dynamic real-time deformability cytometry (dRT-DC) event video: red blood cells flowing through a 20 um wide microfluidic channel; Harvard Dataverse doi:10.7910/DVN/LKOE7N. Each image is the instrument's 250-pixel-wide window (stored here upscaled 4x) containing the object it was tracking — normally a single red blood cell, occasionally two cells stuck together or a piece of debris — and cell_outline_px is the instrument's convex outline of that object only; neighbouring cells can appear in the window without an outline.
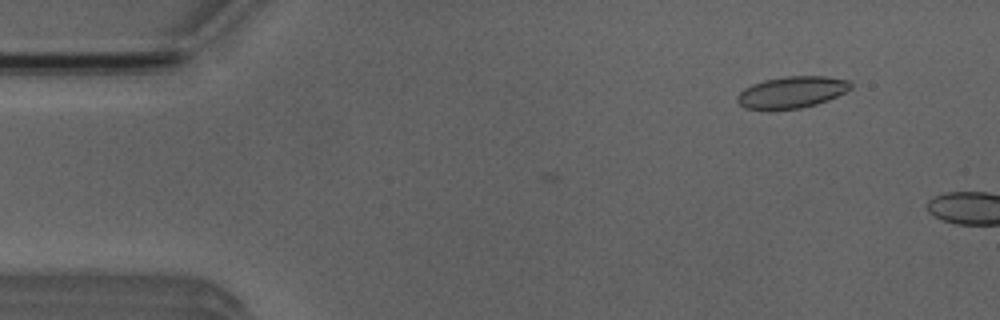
{"species": "Egyptian fruit bat (a non-hibernating species)", "species_latin": "Rousettus aegyptiacus", "temperature_condition": "room temperature", "stored_images_in_passage": 3, "camera_frame_rate_fps": 3000, "um_per_image_px": 0.085, "animal": {"sex": "male"}, "frame": {"image": 1, "passage_image": 2, "time_ms": 1.333, "image_size_px": [1000, 320], "cell_outline_px": [[852, 88], [828, 100], [816, 104], [800, 108], [768, 112], [744, 108], [736, 100], [736, 96], [744, 88], [752, 84], [764, 80], [784, 76], [824, 76], [848, 80], [852, 84]], "centroid_in_image_um": [67.24, 7.87], "position_along_channel_um": 17.8, "area_um2": 21.39}}